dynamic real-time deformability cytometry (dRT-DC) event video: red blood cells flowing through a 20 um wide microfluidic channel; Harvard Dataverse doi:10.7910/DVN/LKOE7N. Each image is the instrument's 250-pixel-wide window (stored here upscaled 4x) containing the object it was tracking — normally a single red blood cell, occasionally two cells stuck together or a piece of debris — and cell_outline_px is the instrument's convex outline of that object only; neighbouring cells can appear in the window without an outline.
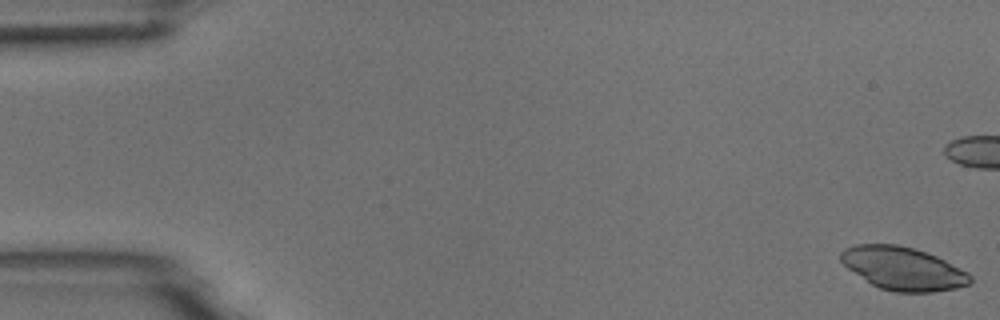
{"species": "common noctule bat (a hibernating species)", "species_latin": "Nyctalus noctula", "temperature_condition": "room temperature", "stored_images_in_passage": 56, "camera_frame_rate_fps": 3000, "um_per_image_px": 0.085, "animal": {"sex": "male", "body_mass_g": 18.8}, "frame": {"image": 1, "passage_image": 1, "time_ms": 0.0, "image_size_px": [1000, 320], "cell_outline_px": [[972, 280], [968, 284], [956, 288], [932, 292], [896, 292], [880, 288], [872, 284], [848, 268], [840, 260], [840, 252], [844, 248], [856, 244], [896, 244], [912, 248], [936, 256], [968, 272], [972, 276]], "centroid_in_image_um": [76.75, 22.82], "position_along_channel_um": 8.2, "area_um2": 32.19}}